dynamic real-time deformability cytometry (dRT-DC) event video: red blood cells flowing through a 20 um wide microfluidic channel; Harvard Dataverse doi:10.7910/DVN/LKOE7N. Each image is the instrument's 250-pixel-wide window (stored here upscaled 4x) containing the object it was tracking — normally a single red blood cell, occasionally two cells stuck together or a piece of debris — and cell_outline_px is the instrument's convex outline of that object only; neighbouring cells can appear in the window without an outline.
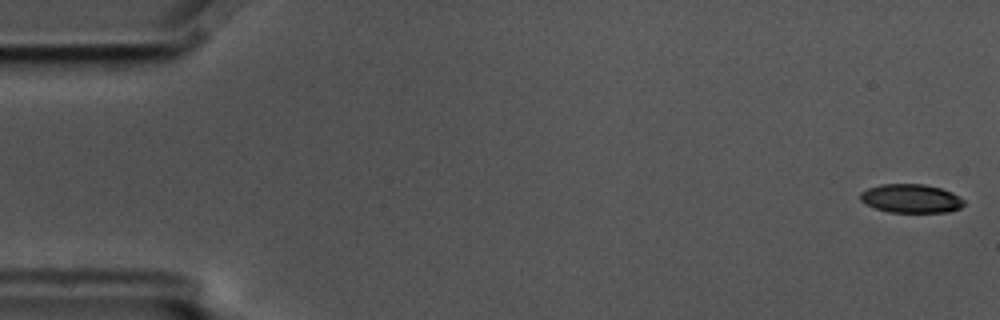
{"species": "common noctule bat (a hibernating species)", "species_latin": "Nyctalus noctula", "temperature_condition": "cold", "stored_images_in_passage": 5, "segment_of_instrument_passage": [2, 2], "camera_frame_rate_fps": 3000, "um_per_image_px": 0.085, "animal": {"sex": "male", "body_mass_g": 17.5, "forearm_length_mm": 52.3}, "frame": {"image": 1, "passage_image": 5, "time_ms": 1.333, "image_size_px": [1000, 320], "cell_outline_px": [[964, 204], [960, 208], [948, 212], [888, 212], [876, 208], [860, 200], [860, 192], [868, 188], [880, 184], [924, 184], [940, 188], [952, 192], [960, 196], [964, 200]], "centroid_in_image_um": [77.45, 16.87], "position_along_channel_um": 7.5, "area_um2": 17.34}}